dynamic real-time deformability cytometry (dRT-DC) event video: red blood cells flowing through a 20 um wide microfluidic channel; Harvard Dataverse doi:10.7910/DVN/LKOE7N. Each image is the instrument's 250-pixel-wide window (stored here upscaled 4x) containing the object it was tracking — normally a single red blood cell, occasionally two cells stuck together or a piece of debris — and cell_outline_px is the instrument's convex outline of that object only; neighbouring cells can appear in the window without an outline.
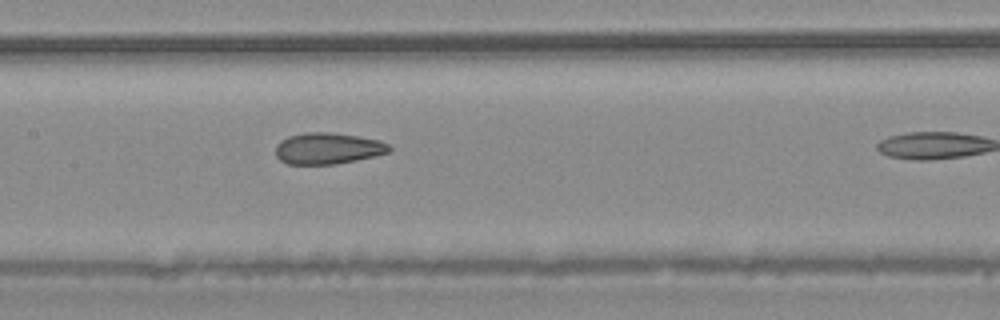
{"species": "common noctule bat (a hibernating species)", "species_latin": "Nyctalus noctula", "temperature_condition": "warm", "stored_images_in_passage": 6, "segment_of_instrument_passage": [1, 2], "camera_frame_rate_fps": 3000, "um_per_image_px": 0.085, "animal": {"sex": "male", "body_mass_g": 20.4}, "frame": {"image": 1, "passage_image": 5, "time_ms": 1.333, "image_size_px": [1000, 320], "cell_outline_px": [[392, 148], [388, 152], [356, 160], [336, 164], [288, 164], [280, 160], [276, 156], [276, 144], [280, 140], [288, 136], [304, 132], [328, 132], [356, 136], [380, 140], [388, 144]], "centroid_in_image_um": [27.83, 12.61], "position_along_channel_um": 179.6, "area_um2": 20.69}}